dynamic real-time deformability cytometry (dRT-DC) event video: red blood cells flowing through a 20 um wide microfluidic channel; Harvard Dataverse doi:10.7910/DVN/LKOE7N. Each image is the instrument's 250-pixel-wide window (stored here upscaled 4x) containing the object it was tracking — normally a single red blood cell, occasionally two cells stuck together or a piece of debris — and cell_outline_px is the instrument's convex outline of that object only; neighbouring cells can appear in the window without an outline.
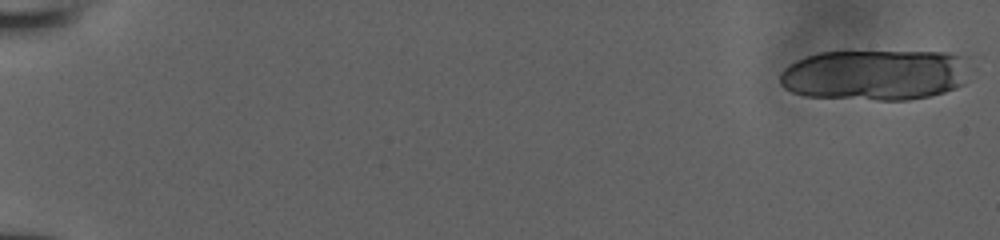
{"species": "human", "species_latin": "Homo sapiens", "temperature_condition": "room temperature", "stored_images_in_passage": 21, "camera_frame_rate_fps": 3000, "um_per_image_px": 0.085, "donor": {"sex": "male"}, "frame": {"image": 1, "passage_image": 1, "time_ms": 0.0, "image_size_px": [1000, 240], "cell_outline_px": [[968, 60], [964, 84], [956, 88], [944, 92], [928, 96], [908, 100], [876, 100], [804, 96], [792, 92], [784, 88], [780, 84], [780, 72], [784, 68], [796, 60], [820, 52], [948, 52], [968, 56]], "centroid_in_image_um": [74.39, 6.37], "position_along_channel_um": 10.6, "area_um2": 56.64}}